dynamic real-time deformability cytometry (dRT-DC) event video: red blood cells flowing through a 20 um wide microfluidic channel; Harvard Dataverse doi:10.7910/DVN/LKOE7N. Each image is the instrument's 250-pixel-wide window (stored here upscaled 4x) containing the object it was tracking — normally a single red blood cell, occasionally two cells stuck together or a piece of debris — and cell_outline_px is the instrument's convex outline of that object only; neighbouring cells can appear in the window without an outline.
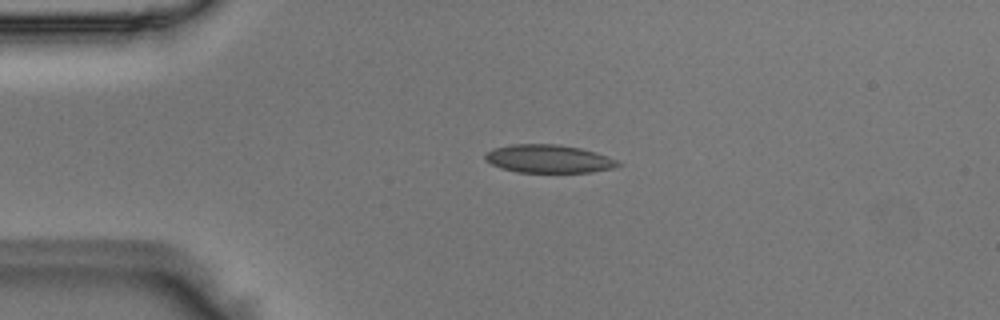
{"species": "Egyptian fruit bat (a non-hibernating species)", "species_latin": "Rousettus aegyptiacus", "temperature_condition": "room temperature", "stored_images_in_passage": 44, "camera_frame_rate_fps": 3000, "um_per_image_px": 0.085, "animal": {"sex": "male"}, "frame": {"image": 1, "passage_image": 11, "time_ms": 3.333, "image_size_px": [1000, 320], "cell_outline_px": [[624, 164], [616, 168], [592, 172], [520, 172], [500, 168], [492, 164], [484, 156], [484, 152], [492, 148], [512, 144], [556, 144], [580, 148], [596, 152], [616, 160]], "centroid_in_image_um": [46.65, 13.5], "position_along_channel_um": 38.4, "area_um2": 21.85}}
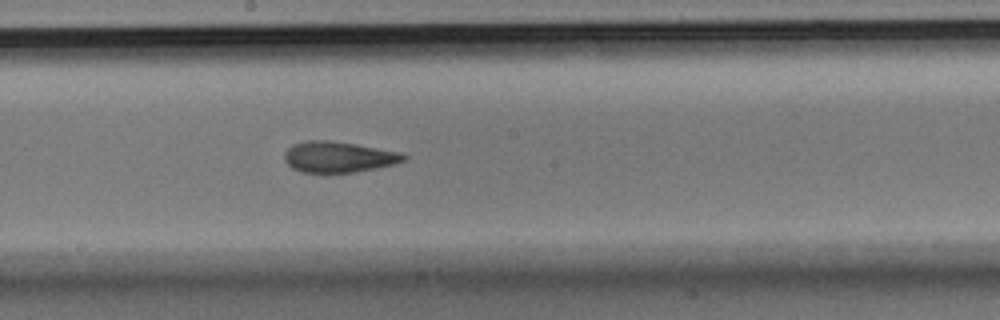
{"frame": {"image": 2, "passage_image": 27, "time_ms": 8.667, "image_size_px": [1000, 320], "cell_outline_px": [[408, 156], [404, 160], [392, 164], [376, 168], [352, 172], [304, 172], [292, 168], [284, 160], [284, 152], [292, 144], [308, 140], [332, 140], [356, 144], [400, 152]], "centroid_in_image_um": [28.74, 13.32], "position_along_channel_um": 219.5, "area_um2": 21.33}}
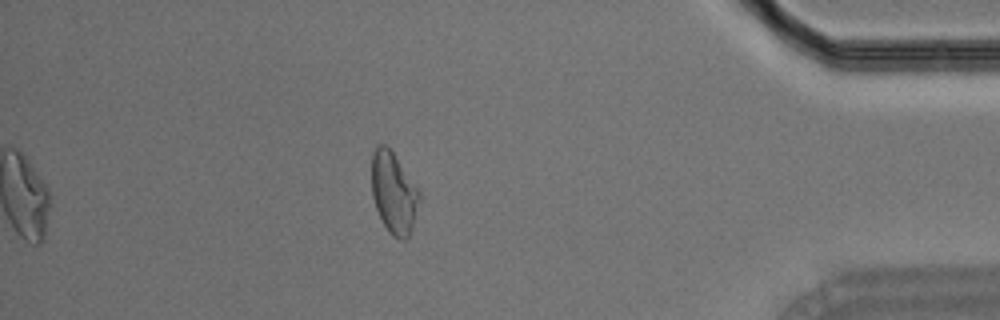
{"frame": {"image": 3, "passage_image": 44, "time_ms": 14.333, "image_size_px": [1000, 320], "cell_outline_px": [[420, 200], [412, 228], [408, 236], [404, 240], [400, 240], [392, 236], [388, 232], [376, 208], [372, 196], [372, 152], [380, 144], [384, 144], [392, 152], [420, 192]], "centroid_in_image_um": [33.46, 16.43], "position_along_channel_um": 401.7, "area_um2": 22.25}}